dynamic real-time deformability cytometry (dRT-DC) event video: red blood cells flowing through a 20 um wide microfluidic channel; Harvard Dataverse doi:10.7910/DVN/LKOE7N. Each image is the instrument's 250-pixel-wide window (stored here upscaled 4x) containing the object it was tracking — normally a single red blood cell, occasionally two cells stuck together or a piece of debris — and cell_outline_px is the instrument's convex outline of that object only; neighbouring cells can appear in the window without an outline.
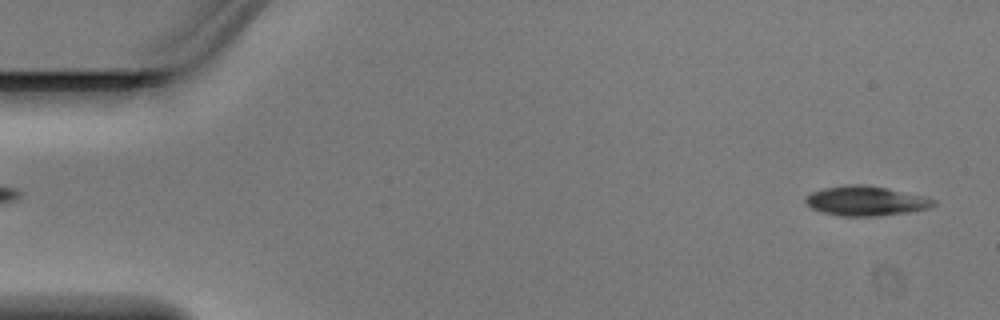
{"species": "Egyptian fruit bat (a non-hibernating species)", "species_latin": "Rousettus aegyptiacus", "temperature_condition": "warm", "stored_images_in_passage": 3, "camera_frame_rate_fps": 3000, "um_per_image_px": 0.085, "animal": {"sex": "male"}, "frame": {"image": 1, "passage_image": 3, "time_ms": 0.667, "image_size_px": [1000, 320], "cell_outline_px": [[936, 204], [932, 208], [908, 212], [880, 216], [840, 216], [824, 212], [812, 208], [804, 200], [804, 196], [812, 192], [824, 188], [844, 184], [864, 184], [888, 188], [924, 196], [936, 200]], "centroid_in_image_um": [73.62, 17.07], "position_along_channel_um": 11.4, "area_um2": 22.31}}